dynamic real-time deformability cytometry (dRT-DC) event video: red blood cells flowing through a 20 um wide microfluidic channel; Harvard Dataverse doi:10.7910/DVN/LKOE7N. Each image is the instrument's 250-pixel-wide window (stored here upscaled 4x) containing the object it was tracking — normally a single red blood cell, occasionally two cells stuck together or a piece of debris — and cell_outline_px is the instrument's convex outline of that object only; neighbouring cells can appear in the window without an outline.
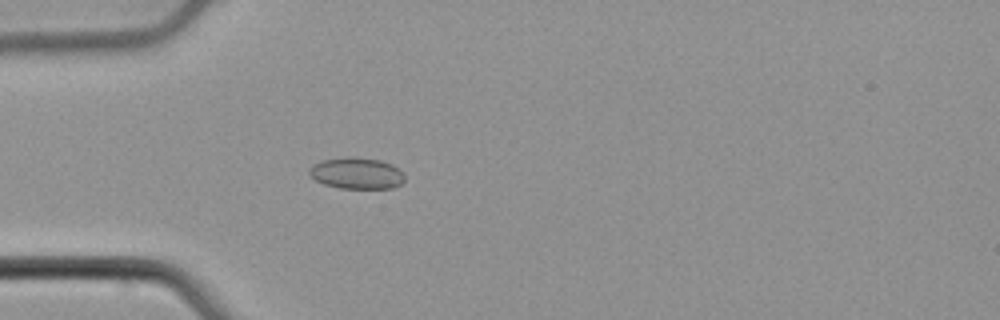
{"species": "common noctule bat (a hibernating species)", "species_latin": "Nyctalus noctula", "temperature_condition": "cold", "stored_images_in_passage": 3, "camera_frame_rate_fps": 3000, "um_per_image_px": 0.085, "animal": {"sex": "male", "body_mass_g": 21.5, "forearm_length_mm": 52.0}, "frame": {"image": 1, "passage_image": 3, "time_ms": 0.667, "image_size_px": [1000, 320], "cell_outline_px": [[404, 180], [400, 184], [392, 188], [340, 188], [324, 184], [316, 180], [308, 172], [308, 168], [324, 160], [348, 156], [380, 160], [392, 164], [404, 176]], "centroid_in_image_um": [30.31, 14.72], "position_along_channel_um": 54.7, "area_um2": 17.17}}